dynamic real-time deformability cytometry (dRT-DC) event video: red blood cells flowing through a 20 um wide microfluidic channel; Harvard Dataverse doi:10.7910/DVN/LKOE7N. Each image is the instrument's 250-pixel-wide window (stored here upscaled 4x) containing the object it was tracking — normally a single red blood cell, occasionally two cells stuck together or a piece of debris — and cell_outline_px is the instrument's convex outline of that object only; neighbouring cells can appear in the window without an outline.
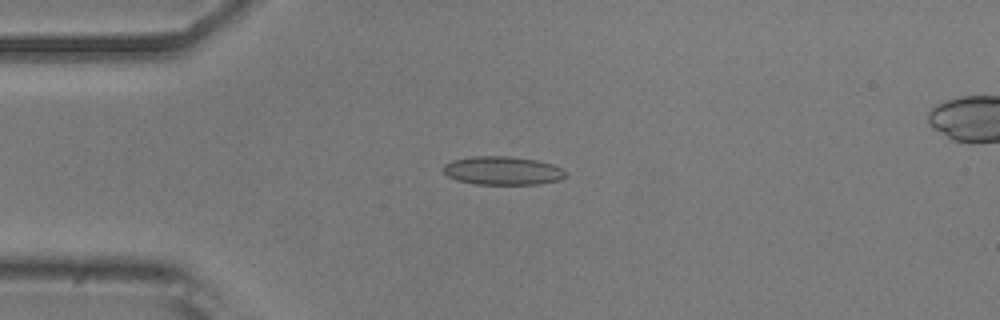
{"species": "common noctule bat (a hibernating species)", "species_latin": "Nyctalus noctula", "temperature_condition": "room temperature", "stored_images_in_passage": 53, "camera_frame_rate_fps": 3000, "um_per_image_px": 0.085, "animal": {"sex": "male", "body_mass_g": 20.5, "forearm_length_mm": 52.5}, "frame": {"image": 1, "passage_image": 13, "time_ms": 4.0, "image_size_px": [1000, 320], "cell_outline_px": [[568, 172], [560, 180], [540, 184], [476, 184], [456, 180], [448, 176], [440, 168], [444, 164], [452, 160], [472, 156], [512, 156], [536, 160], [552, 164], [564, 168]], "centroid_in_image_um": [42.72, 14.5], "position_along_channel_um": 42.3, "area_um2": 20.58}}
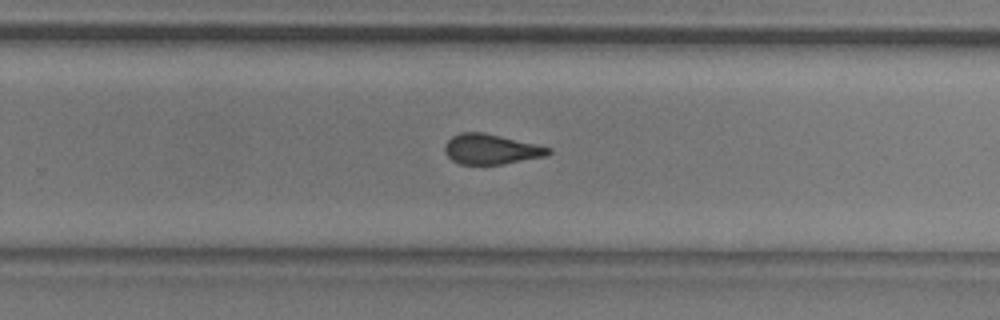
{"frame": {"image": 2, "passage_image": 34, "time_ms": 11.0, "image_size_px": [1000, 320], "cell_outline_px": [[552, 152], [548, 156], [500, 164], [460, 164], [452, 160], [444, 152], [444, 148], [448, 140], [452, 136], [460, 132], [484, 132], [536, 144], [552, 148]], "centroid_in_image_um": [41.75, 12.67], "position_along_channel_um": 288.0, "area_um2": 18.21}}
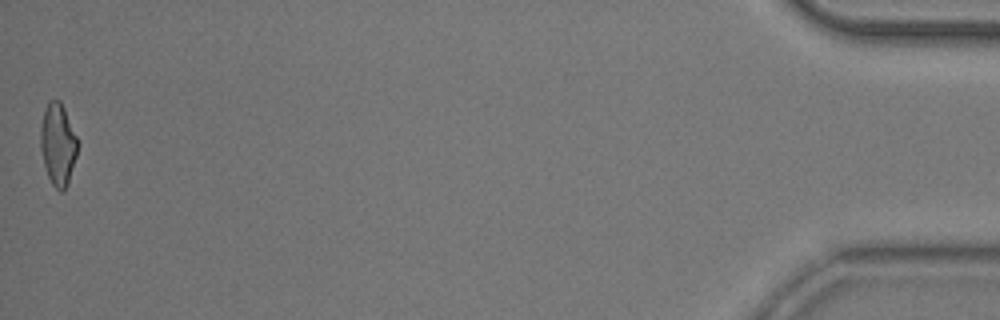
{"frame": {"image": 3, "passage_image": 53, "time_ms": 17.333, "image_size_px": [1000, 320], "cell_outline_px": [[76, 156], [68, 184], [64, 192], [60, 192], [52, 184], [48, 176], [44, 164], [40, 148], [40, 128], [44, 108], [48, 100], [60, 100], [64, 108], [76, 136]], "centroid_in_image_um": [4.89, 12.27], "position_along_channel_um": 430.3, "area_um2": 17.63}, "authors_computed_cell_mechanics": {"area_um2": 19.074, "velocity_mm_per_s": 3.8023, "shape_relaxation_time_tau1_ms": null, "shape_relaxation_time_tau2_ms": 1.075, "deformation_change_tau1": null, "deformation_change_tau2": 0.0902}}